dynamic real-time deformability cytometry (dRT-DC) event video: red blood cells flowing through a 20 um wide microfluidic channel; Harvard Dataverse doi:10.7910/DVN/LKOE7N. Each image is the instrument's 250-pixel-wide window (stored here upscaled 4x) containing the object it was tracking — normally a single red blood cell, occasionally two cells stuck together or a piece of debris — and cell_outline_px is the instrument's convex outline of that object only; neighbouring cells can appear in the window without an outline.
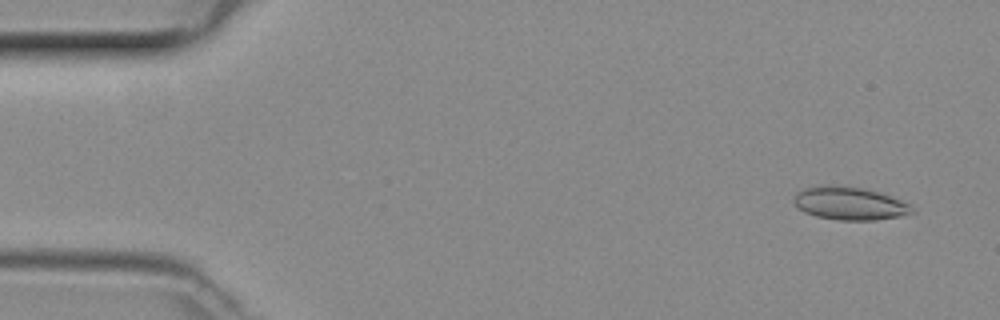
{"species": "common noctule bat (a hibernating species)", "species_latin": "Nyctalus noctula", "temperature_condition": "room temperature", "stored_images_in_passage": 48, "camera_frame_rate_fps": 3000, "um_per_image_px": 0.085, "animal": {"sex": "female", "body_mass_g": 29.2, "forearm_length_mm": 56.3}, "frame": {"image": 1, "passage_image": 3, "time_ms": 0.667, "image_size_px": [1000, 320], "cell_outline_px": [[916, 212], [876, 220], [840, 220], [816, 216], [804, 212], [792, 200], [796, 192], [804, 188], [820, 184], [832, 184], [868, 188], [912, 204]], "centroid_in_image_um": [72.21, 17.26], "position_along_channel_um": 12.8, "area_um2": 23.06}}
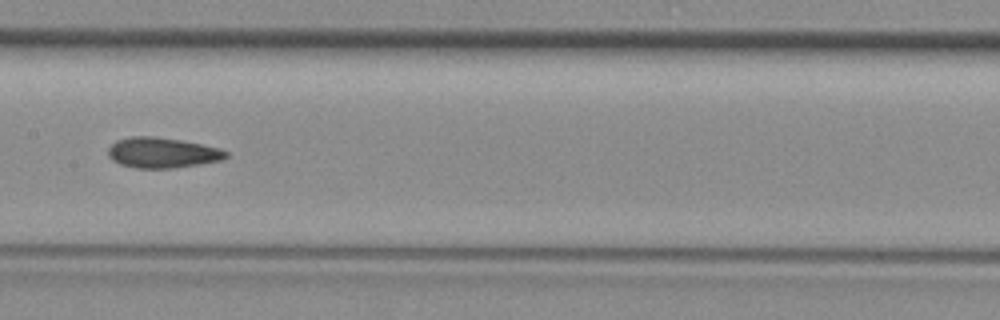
{"frame": {"image": 2, "passage_image": 24, "time_ms": 7.667, "image_size_px": [1000, 320], "cell_outline_px": [[228, 156], [224, 160], [200, 164], [172, 168], [136, 168], [120, 164], [112, 160], [108, 156], [108, 148], [116, 140], [132, 136], [152, 136], [180, 140], [220, 148], [228, 152]], "centroid_in_image_um": [13.79, 12.98], "position_along_channel_um": 193.6, "area_um2": 20.92}}
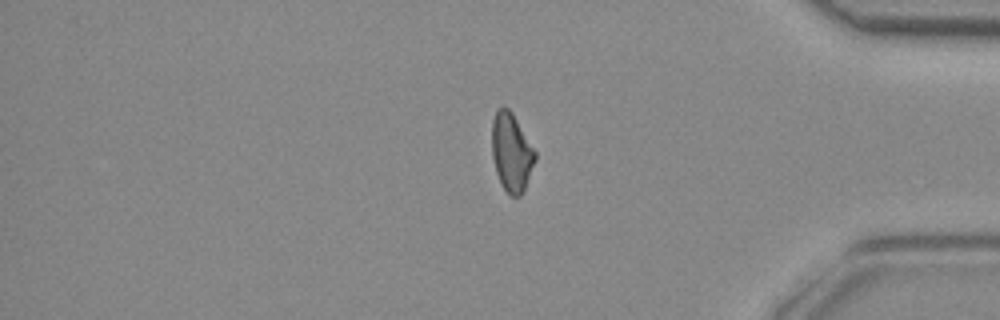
{"frame": {"image": 3, "passage_image": 40, "time_ms": 13.0, "image_size_px": [1000, 320], "cell_outline_px": [[536, 160], [524, 188], [520, 196], [508, 196], [496, 172], [492, 156], [492, 120], [496, 108], [508, 108], [512, 112], [536, 152]], "centroid_in_image_um": [43.46, 12.93], "position_along_channel_um": 391.7, "area_um2": 19.59}}